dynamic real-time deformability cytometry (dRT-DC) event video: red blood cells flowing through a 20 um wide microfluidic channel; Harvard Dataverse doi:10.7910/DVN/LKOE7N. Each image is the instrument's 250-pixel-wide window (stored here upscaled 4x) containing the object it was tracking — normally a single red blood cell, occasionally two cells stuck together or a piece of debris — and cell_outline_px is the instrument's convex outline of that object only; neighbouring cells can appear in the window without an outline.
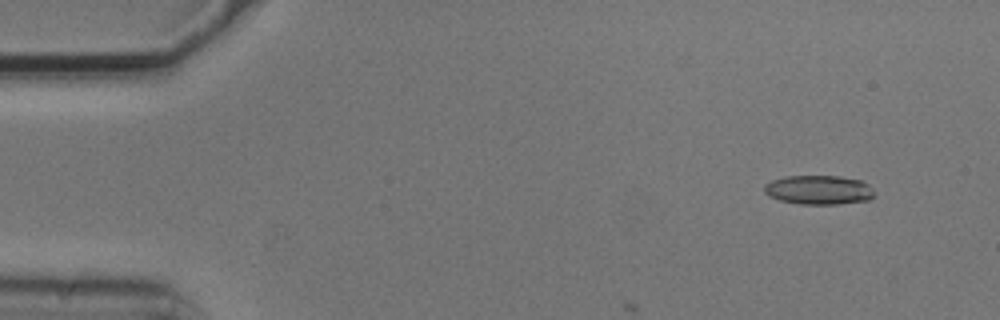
{"species": "common noctule bat (a hibernating species)", "species_latin": "Nyctalus noctula", "temperature_condition": "cold", "stored_images_in_passage": 6, "camera_frame_rate_fps": 3000, "um_per_image_px": 0.085, "animal": {"sex": "male", "body_mass_g": 20.5, "forearm_length_mm": 52.5}, "frame": {"image": 1, "passage_image": 1, "time_ms": 0.0, "image_size_px": [1000, 320], "cell_outline_px": [[872, 196], [868, 200], [840, 204], [800, 204], [780, 200], [768, 196], [764, 192], [764, 184], [772, 180], [784, 176], [840, 176], [860, 180], [868, 184], [872, 188]], "centroid_in_image_um": [69.55, 16.14], "position_along_channel_um": 15.4, "area_um2": 18.73}}
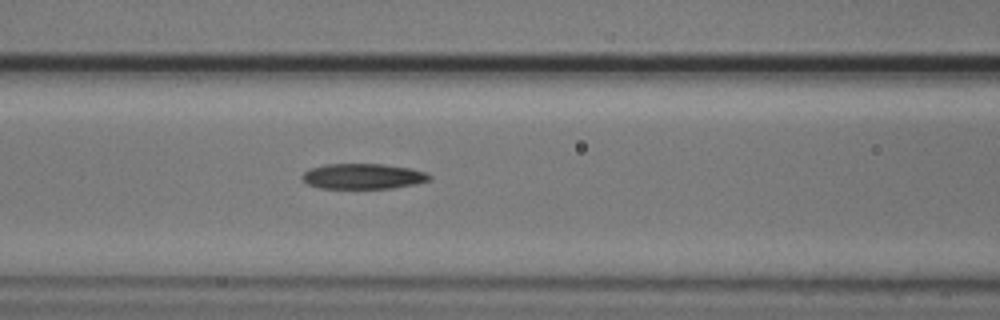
{"frame": {"image": 2, "passage_image": 6, "time_ms": 1.667, "image_size_px": [1000, 320], "cell_outline_px": [[432, 176], [428, 180], [416, 184], [392, 188], [320, 188], [308, 184], [300, 176], [308, 168], [324, 164], [384, 164], [412, 168], [424, 172]], "centroid_in_image_um": [30.83, 14.97], "position_along_channel_um": 135.8, "area_um2": 18.9}}